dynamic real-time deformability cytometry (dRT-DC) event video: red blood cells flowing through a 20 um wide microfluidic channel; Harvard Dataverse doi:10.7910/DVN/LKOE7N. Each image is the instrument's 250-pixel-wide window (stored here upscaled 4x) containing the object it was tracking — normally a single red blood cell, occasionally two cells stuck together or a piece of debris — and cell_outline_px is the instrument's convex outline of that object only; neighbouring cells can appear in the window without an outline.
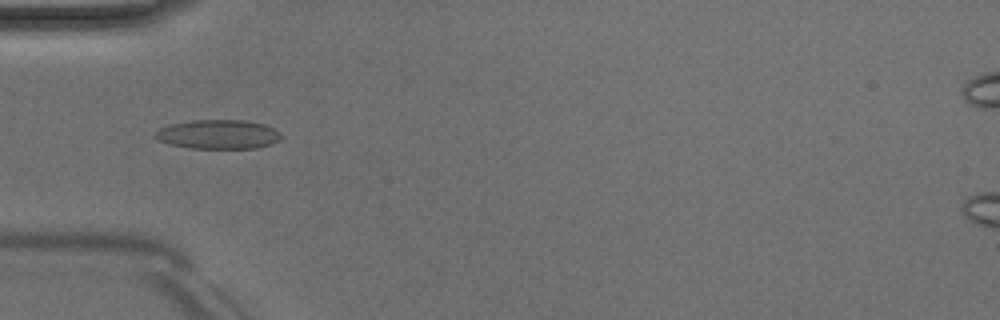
{"species": "Egyptian fruit bat (a non-hibernating species)", "species_latin": "Rousettus aegyptiacus", "temperature_condition": "room temperature", "stored_images_in_passage": 48, "camera_frame_rate_fps": 3000, "um_per_image_px": 0.085, "animal": {"sex": "male"}, "frame": {"image": 1, "passage_image": 14, "time_ms": 4.333, "image_size_px": [1000, 320], "cell_outline_px": [[280, 136], [272, 144], [256, 148], [188, 148], [168, 144], [152, 136], [152, 132], [160, 128], [172, 124], [192, 120], [244, 120], [264, 124], [280, 132]], "centroid_in_image_um": [18.49, 11.42], "position_along_channel_um": 66.5, "area_um2": 21.39}}
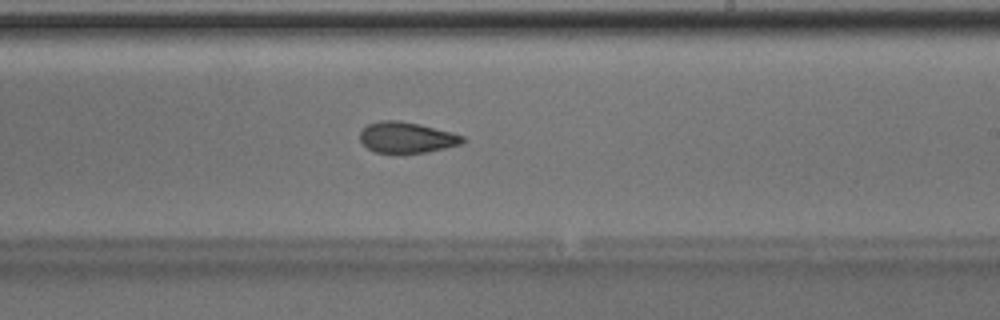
{"frame": {"image": 2, "passage_image": 28, "time_ms": 9.0, "image_size_px": [1000, 320], "cell_outline_px": [[464, 140], [460, 144], [428, 152], [376, 152], [368, 148], [360, 140], [360, 132], [368, 124], [380, 120], [396, 120], [420, 124], [452, 132], [464, 136]], "centroid_in_image_um": [34.56, 11.67], "position_along_channel_um": 254.4, "area_um2": 18.21}, "authors_computed_cell_mechanics": {"area_um2": 19.4497, "velocity_mm_per_s": 4.041, "shape_relaxation_time_tau1_ms": 9.9161, "shape_relaxation_time_tau2_ms": 2.9538, "deformation_change_tau1": 0.2095, "deformation_change_tau2": 0.103}}